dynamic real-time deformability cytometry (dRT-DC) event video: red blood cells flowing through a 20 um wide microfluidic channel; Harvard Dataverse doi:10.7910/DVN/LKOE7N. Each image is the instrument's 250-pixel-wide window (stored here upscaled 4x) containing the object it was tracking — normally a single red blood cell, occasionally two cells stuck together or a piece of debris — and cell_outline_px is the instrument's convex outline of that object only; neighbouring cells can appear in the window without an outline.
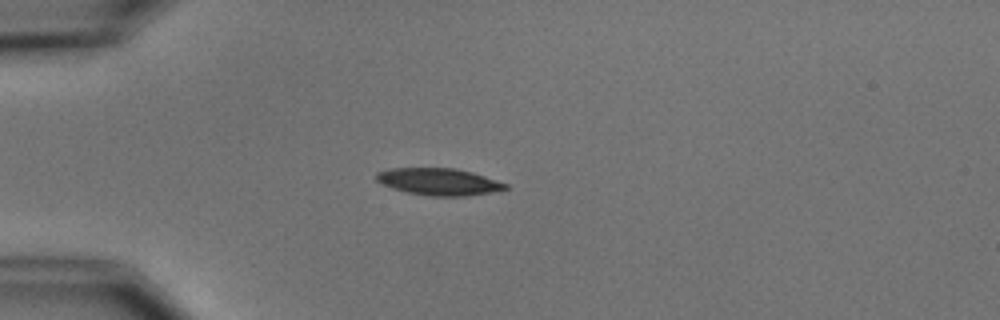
{"species": "common noctule bat (a hibernating species)", "species_latin": "Nyctalus noctula", "temperature_condition": "cold", "stored_images_in_passage": 7, "camera_frame_rate_fps": 3000, "um_per_image_px": 0.085, "animal": {"sex": "male", "body_mass_g": 15.6}, "frame": {"image": 1, "passage_image": 4, "time_ms": 3.667, "image_size_px": [1000, 320], "cell_outline_px": [[508, 188], [468, 196], [428, 196], [408, 192], [392, 188], [376, 180], [376, 172], [392, 168], [456, 168], [472, 172], [508, 184]], "centroid_in_image_um": [37.29, 15.44], "position_along_channel_um": 47.7, "area_um2": 20.11}}
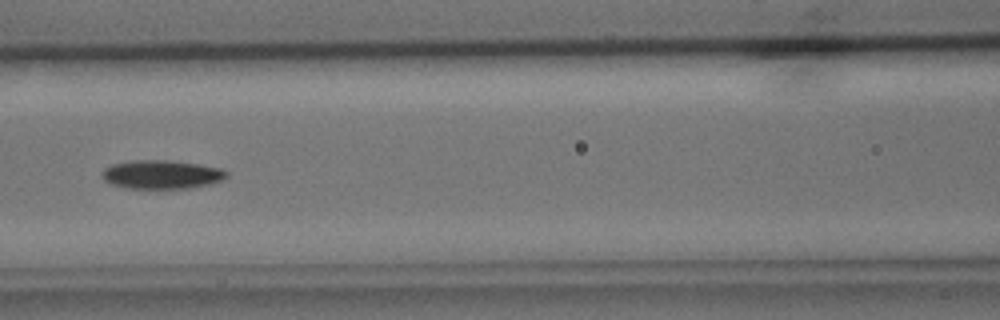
{"frame": {"image": 2, "passage_image": 7, "time_ms": 7.0, "image_size_px": [1000, 320], "cell_outline_px": [[228, 176], [220, 180], [208, 184], [188, 188], [128, 188], [112, 184], [104, 180], [100, 172], [104, 168], [112, 164], [132, 160], [168, 160], [196, 164], [220, 168], [228, 172]], "centroid_in_image_um": [13.69, 14.82], "position_along_channel_um": 152.9, "area_um2": 20.63}}